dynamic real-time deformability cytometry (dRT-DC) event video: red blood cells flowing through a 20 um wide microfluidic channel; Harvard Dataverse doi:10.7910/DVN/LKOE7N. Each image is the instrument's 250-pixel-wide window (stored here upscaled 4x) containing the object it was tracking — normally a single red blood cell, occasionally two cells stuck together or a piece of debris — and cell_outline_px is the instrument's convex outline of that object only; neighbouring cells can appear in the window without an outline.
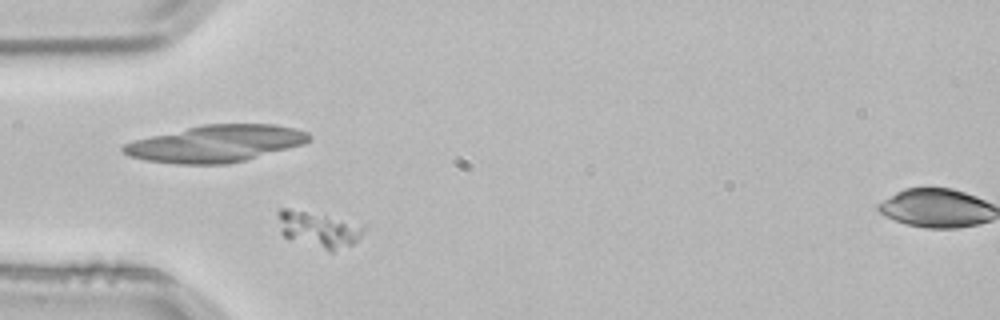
{"species": "common noctule bat (a hibernating species)", "species_latin": "Nyctalus noctula", "temperature_condition": "room temperature", "stored_images_in_passage": 4, "segment_of_instrument_passage": [1, 2], "camera_frame_rate_fps": 3000, "um_per_image_px": 0.085, "animal": {"sex": "male", "body_mass_g": 21.5, "forearm_length_mm": 52.0}, "frame": {"image": 1, "passage_image": 3, "time_ms": 0.667, "image_size_px": [1000, 320], "cell_outline_px": [[368, 228], [352, 244], [332, 252], [328, 252], [284, 236], [280, 232], [276, 216], [276, 212], [280, 208], [288, 208], [368, 224]], "centroid_in_image_um": [27.1, 19.49], "position_along_channel_um": 57.9, "area_um2": 18.26}}